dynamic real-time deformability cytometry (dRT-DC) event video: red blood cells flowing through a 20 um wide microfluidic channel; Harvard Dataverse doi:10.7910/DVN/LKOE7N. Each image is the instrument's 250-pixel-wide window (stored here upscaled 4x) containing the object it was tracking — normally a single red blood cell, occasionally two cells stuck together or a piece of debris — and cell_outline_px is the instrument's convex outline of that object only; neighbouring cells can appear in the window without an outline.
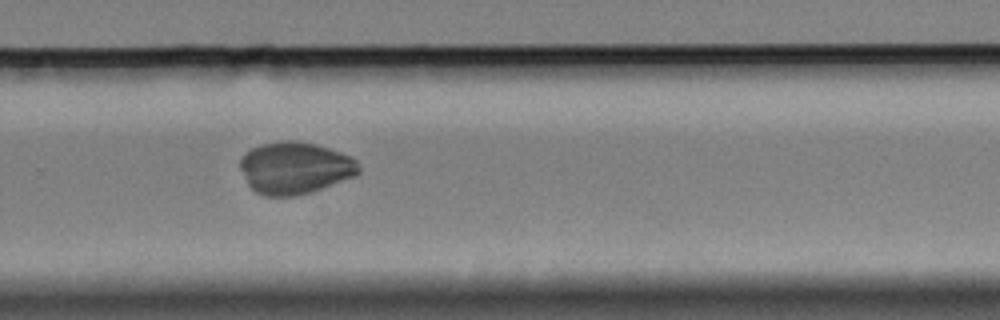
{"species": "Egyptian fruit bat (a non-hibernating species)", "species_latin": "Rousettus aegyptiacus", "temperature_condition": "cold", "stored_images_in_passage": 8, "camera_frame_rate_fps": 3000, "um_per_image_px": 0.085, "animal": {"sex": "female"}, "frame": {"image": 1, "passage_image": 8, "time_ms": 2.333, "image_size_px": [1000, 320], "cell_outline_px": [[360, 172], [356, 176], [312, 192], [296, 196], [264, 196], [256, 192], [248, 184], [240, 168], [240, 156], [244, 152], [252, 148], [264, 144], [280, 140], [296, 140], [316, 144], [352, 156], [356, 160], [360, 168]], "centroid_in_image_um": [25.08, 14.27], "position_along_channel_um": 304.7, "area_um2": 36.3}}